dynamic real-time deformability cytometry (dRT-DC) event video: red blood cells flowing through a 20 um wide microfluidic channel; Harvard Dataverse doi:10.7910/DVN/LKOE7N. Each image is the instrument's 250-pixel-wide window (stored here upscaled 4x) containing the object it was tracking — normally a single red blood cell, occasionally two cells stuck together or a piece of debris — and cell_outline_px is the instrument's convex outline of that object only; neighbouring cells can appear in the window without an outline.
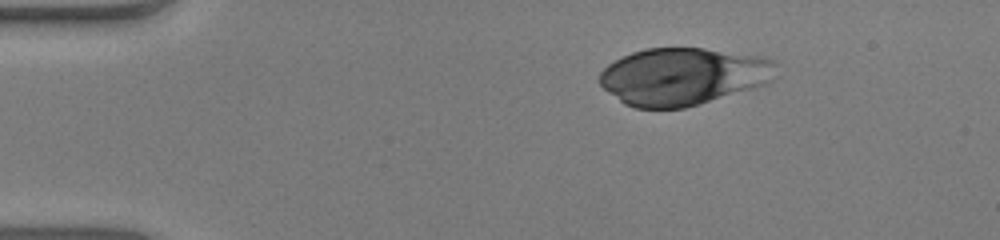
{"species": "human", "species_latin": "Homo sapiens", "temperature_condition": "warm", "stored_images_in_passage": 52, "camera_frame_rate_fps": 3000, "um_per_image_px": 0.085, "donor": {"sex": "male"}, "frame": {"image": 1, "passage_image": 8, "time_ms": 2.333, "image_size_px": [1000, 240], "cell_outline_px": [[776, 64], [772, 80], [764, 84], [752, 88], [684, 108], [636, 108], [624, 104], [608, 92], [600, 84], [600, 72], [608, 64], [632, 52], [648, 48], [704, 48], [764, 56], [776, 60]], "centroid_in_image_um": [58.06, 6.48], "position_along_channel_um": 26.9, "area_um2": 58.72}}